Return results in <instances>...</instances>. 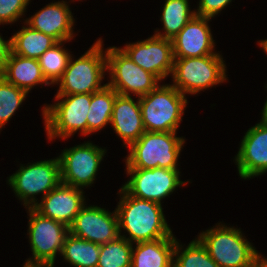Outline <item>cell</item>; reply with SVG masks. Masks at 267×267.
Wrapping results in <instances>:
<instances>
[{
    "mask_svg": "<svg viewBox=\"0 0 267 267\" xmlns=\"http://www.w3.org/2000/svg\"><path fill=\"white\" fill-rule=\"evenodd\" d=\"M184 139L176 132H147L129 146L126 168L177 169V161Z\"/></svg>",
    "mask_w": 267,
    "mask_h": 267,
    "instance_id": "3",
    "label": "cell"
},
{
    "mask_svg": "<svg viewBox=\"0 0 267 267\" xmlns=\"http://www.w3.org/2000/svg\"><path fill=\"white\" fill-rule=\"evenodd\" d=\"M133 244L119 236L100 245L97 267H131Z\"/></svg>",
    "mask_w": 267,
    "mask_h": 267,
    "instance_id": "27",
    "label": "cell"
},
{
    "mask_svg": "<svg viewBox=\"0 0 267 267\" xmlns=\"http://www.w3.org/2000/svg\"><path fill=\"white\" fill-rule=\"evenodd\" d=\"M69 232L75 237L99 245L113 241L121 234L116 210L112 214L104 208L85 205L69 226Z\"/></svg>",
    "mask_w": 267,
    "mask_h": 267,
    "instance_id": "14",
    "label": "cell"
},
{
    "mask_svg": "<svg viewBox=\"0 0 267 267\" xmlns=\"http://www.w3.org/2000/svg\"><path fill=\"white\" fill-rule=\"evenodd\" d=\"M29 211V239L33 258L28 259V264H43L54 267L57 252L62 251L69 227L65 224L45 217L33 207Z\"/></svg>",
    "mask_w": 267,
    "mask_h": 267,
    "instance_id": "8",
    "label": "cell"
},
{
    "mask_svg": "<svg viewBox=\"0 0 267 267\" xmlns=\"http://www.w3.org/2000/svg\"><path fill=\"white\" fill-rule=\"evenodd\" d=\"M27 94L0 76V129L10 120Z\"/></svg>",
    "mask_w": 267,
    "mask_h": 267,
    "instance_id": "29",
    "label": "cell"
},
{
    "mask_svg": "<svg viewBox=\"0 0 267 267\" xmlns=\"http://www.w3.org/2000/svg\"><path fill=\"white\" fill-rule=\"evenodd\" d=\"M73 19L69 6L65 1H59L46 5L25 23L57 42H66L73 38Z\"/></svg>",
    "mask_w": 267,
    "mask_h": 267,
    "instance_id": "18",
    "label": "cell"
},
{
    "mask_svg": "<svg viewBox=\"0 0 267 267\" xmlns=\"http://www.w3.org/2000/svg\"><path fill=\"white\" fill-rule=\"evenodd\" d=\"M241 178L247 179L267 172V125L259 122L249 128L235 157Z\"/></svg>",
    "mask_w": 267,
    "mask_h": 267,
    "instance_id": "15",
    "label": "cell"
},
{
    "mask_svg": "<svg viewBox=\"0 0 267 267\" xmlns=\"http://www.w3.org/2000/svg\"><path fill=\"white\" fill-rule=\"evenodd\" d=\"M23 267H50V266L43 265V264H28V263H25V265Z\"/></svg>",
    "mask_w": 267,
    "mask_h": 267,
    "instance_id": "35",
    "label": "cell"
},
{
    "mask_svg": "<svg viewBox=\"0 0 267 267\" xmlns=\"http://www.w3.org/2000/svg\"><path fill=\"white\" fill-rule=\"evenodd\" d=\"M62 43L57 42L38 58L43 76L49 84H58L72 57L61 47Z\"/></svg>",
    "mask_w": 267,
    "mask_h": 267,
    "instance_id": "26",
    "label": "cell"
},
{
    "mask_svg": "<svg viewBox=\"0 0 267 267\" xmlns=\"http://www.w3.org/2000/svg\"><path fill=\"white\" fill-rule=\"evenodd\" d=\"M0 76L26 92L39 83L49 85L43 76L38 59L26 58L12 52L0 69Z\"/></svg>",
    "mask_w": 267,
    "mask_h": 267,
    "instance_id": "20",
    "label": "cell"
},
{
    "mask_svg": "<svg viewBox=\"0 0 267 267\" xmlns=\"http://www.w3.org/2000/svg\"><path fill=\"white\" fill-rule=\"evenodd\" d=\"M260 256L250 267H267V258Z\"/></svg>",
    "mask_w": 267,
    "mask_h": 267,
    "instance_id": "33",
    "label": "cell"
},
{
    "mask_svg": "<svg viewBox=\"0 0 267 267\" xmlns=\"http://www.w3.org/2000/svg\"><path fill=\"white\" fill-rule=\"evenodd\" d=\"M30 0H0V24L12 23L20 18Z\"/></svg>",
    "mask_w": 267,
    "mask_h": 267,
    "instance_id": "30",
    "label": "cell"
},
{
    "mask_svg": "<svg viewBox=\"0 0 267 267\" xmlns=\"http://www.w3.org/2000/svg\"><path fill=\"white\" fill-rule=\"evenodd\" d=\"M131 96L117 95L115 98L111 123L115 132L130 146L145 132L141 115L140 102Z\"/></svg>",
    "mask_w": 267,
    "mask_h": 267,
    "instance_id": "19",
    "label": "cell"
},
{
    "mask_svg": "<svg viewBox=\"0 0 267 267\" xmlns=\"http://www.w3.org/2000/svg\"><path fill=\"white\" fill-rule=\"evenodd\" d=\"M143 125L147 132H176L182 121L186 96L173 85H158L139 97Z\"/></svg>",
    "mask_w": 267,
    "mask_h": 267,
    "instance_id": "2",
    "label": "cell"
},
{
    "mask_svg": "<svg viewBox=\"0 0 267 267\" xmlns=\"http://www.w3.org/2000/svg\"><path fill=\"white\" fill-rule=\"evenodd\" d=\"M56 43L57 41L51 36L30 26L22 27V30L11 37L12 53L26 58L38 59Z\"/></svg>",
    "mask_w": 267,
    "mask_h": 267,
    "instance_id": "22",
    "label": "cell"
},
{
    "mask_svg": "<svg viewBox=\"0 0 267 267\" xmlns=\"http://www.w3.org/2000/svg\"><path fill=\"white\" fill-rule=\"evenodd\" d=\"M215 227L199 234L198 239L219 267H250L260 257L240 229Z\"/></svg>",
    "mask_w": 267,
    "mask_h": 267,
    "instance_id": "4",
    "label": "cell"
},
{
    "mask_svg": "<svg viewBox=\"0 0 267 267\" xmlns=\"http://www.w3.org/2000/svg\"><path fill=\"white\" fill-rule=\"evenodd\" d=\"M55 96L58 101L65 99L42 109L48 138L50 140L56 137L65 139L78 130L87 135V114L91 103V94Z\"/></svg>",
    "mask_w": 267,
    "mask_h": 267,
    "instance_id": "7",
    "label": "cell"
},
{
    "mask_svg": "<svg viewBox=\"0 0 267 267\" xmlns=\"http://www.w3.org/2000/svg\"><path fill=\"white\" fill-rule=\"evenodd\" d=\"M105 151L91 142L65 149L58 157L61 183L79 189L93 184Z\"/></svg>",
    "mask_w": 267,
    "mask_h": 267,
    "instance_id": "11",
    "label": "cell"
},
{
    "mask_svg": "<svg viewBox=\"0 0 267 267\" xmlns=\"http://www.w3.org/2000/svg\"><path fill=\"white\" fill-rule=\"evenodd\" d=\"M100 245L73 236L69 233L61 255L74 267H97Z\"/></svg>",
    "mask_w": 267,
    "mask_h": 267,
    "instance_id": "25",
    "label": "cell"
},
{
    "mask_svg": "<svg viewBox=\"0 0 267 267\" xmlns=\"http://www.w3.org/2000/svg\"><path fill=\"white\" fill-rule=\"evenodd\" d=\"M120 192L123 195L116 208L119 232L123 228L130 236L126 238L120 235L121 237L132 244L174 237L161 204L131 196L123 187Z\"/></svg>",
    "mask_w": 267,
    "mask_h": 267,
    "instance_id": "1",
    "label": "cell"
},
{
    "mask_svg": "<svg viewBox=\"0 0 267 267\" xmlns=\"http://www.w3.org/2000/svg\"><path fill=\"white\" fill-rule=\"evenodd\" d=\"M83 189L60 183L33 208L41 215L69 227L84 206Z\"/></svg>",
    "mask_w": 267,
    "mask_h": 267,
    "instance_id": "16",
    "label": "cell"
},
{
    "mask_svg": "<svg viewBox=\"0 0 267 267\" xmlns=\"http://www.w3.org/2000/svg\"><path fill=\"white\" fill-rule=\"evenodd\" d=\"M195 15L188 0H166L161 16L165 33L156 31L155 36L172 40Z\"/></svg>",
    "mask_w": 267,
    "mask_h": 267,
    "instance_id": "24",
    "label": "cell"
},
{
    "mask_svg": "<svg viewBox=\"0 0 267 267\" xmlns=\"http://www.w3.org/2000/svg\"><path fill=\"white\" fill-rule=\"evenodd\" d=\"M211 18L195 15L172 39L174 58L201 57L215 54L214 40L208 21Z\"/></svg>",
    "mask_w": 267,
    "mask_h": 267,
    "instance_id": "17",
    "label": "cell"
},
{
    "mask_svg": "<svg viewBox=\"0 0 267 267\" xmlns=\"http://www.w3.org/2000/svg\"><path fill=\"white\" fill-rule=\"evenodd\" d=\"M117 95L118 93L108 85L91 94V103L87 114V135L111 123Z\"/></svg>",
    "mask_w": 267,
    "mask_h": 267,
    "instance_id": "23",
    "label": "cell"
},
{
    "mask_svg": "<svg viewBox=\"0 0 267 267\" xmlns=\"http://www.w3.org/2000/svg\"><path fill=\"white\" fill-rule=\"evenodd\" d=\"M8 183L25 206L33 207L37 203L34 195L44 193L45 197L61 183L60 160L57 157L21 166Z\"/></svg>",
    "mask_w": 267,
    "mask_h": 267,
    "instance_id": "10",
    "label": "cell"
},
{
    "mask_svg": "<svg viewBox=\"0 0 267 267\" xmlns=\"http://www.w3.org/2000/svg\"><path fill=\"white\" fill-rule=\"evenodd\" d=\"M106 61L111 75L107 85L119 95L131 96V92L142 97L158 86L160 80L134 63L121 48L114 46L107 49Z\"/></svg>",
    "mask_w": 267,
    "mask_h": 267,
    "instance_id": "9",
    "label": "cell"
},
{
    "mask_svg": "<svg viewBox=\"0 0 267 267\" xmlns=\"http://www.w3.org/2000/svg\"><path fill=\"white\" fill-rule=\"evenodd\" d=\"M11 52V38L8 41H5L0 35V69L3 67Z\"/></svg>",
    "mask_w": 267,
    "mask_h": 267,
    "instance_id": "32",
    "label": "cell"
},
{
    "mask_svg": "<svg viewBox=\"0 0 267 267\" xmlns=\"http://www.w3.org/2000/svg\"><path fill=\"white\" fill-rule=\"evenodd\" d=\"M260 122L267 125V100H266L265 105H264L263 110H262V119Z\"/></svg>",
    "mask_w": 267,
    "mask_h": 267,
    "instance_id": "34",
    "label": "cell"
},
{
    "mask_svg": "<svg viewBox=\"0 0 267 267\" xmlns=\"http://www.w3.org/2000/svg\"><path fill=\"white\" fill-rule=\"evenodd\" d=\"M126 170L131 177L122 187L131 196L159 204L176 187L185 183L179 180V169L156 167L154 169L126 168Z\"/></svg>",
    "mask_w": 267,
    "mask_h": 267,
    "instance_id": "12",
    "label": "cell"
},
{
    "mask_svg": "<svg viewBox=\"0 0 267 267\" xmlns=\"http://www.w3.org/2000/svg\"><path fill=\"white\" fill-rule=\"evenodd\" d=\"M259 45L263 48V50L267 53V39L260 41Z\"/></svg>",
    "mask_w": 267,
    "mask_h": 267,
    "instance_id": "36",
    "label": "cell"
},
{
    "mask_svg": "<svg viewBox=\"0 0 267 267\" xmlns=\"http://www.w3.org/2000/svg\"><path fill=\"white\" fill-rule=\"evenodd\" d=\"M101 39L80 58L72 61L64 71L57 95L92 94L104 88L101 86L105 70H107L106 51L103 55Z\"/></svg>",
    "mask_w": 267,
    "mask_h": 267,
    "instance_id": "5",
    "label": "cell"
},
{
    "mask_svg": "<svg viewBox=\"0 0 267 267\" xmlns=\"http://www.w3.org/2000/svg\"><path fill=\"white\" fill-rule=\"evenodd\" d=\"M232 0H200L196 15L212 18Z\"/></svg>",
    "mask_w": 267,
    "mask_h": 267,
    "instance_id": "31",
    "label": "cell"
},
{
    "mask_svg": "<svg viewBox=\"0 0 267 267\" xmlns=\"http://www.w3.org/2000/svg\"><path fill=\"white\" fill-rule=\"evenodd\" d=\"M181 246L176 240L174 249L176 260L173 262V267H219L199 239L190 242L183 252L180 251Z\"/></svg>",
    "mask_w": 267,
    "mask_h": 267,
    "instance_id": "28",
    "label": "cell"
},
{
    "mask_svg": "<svg viewBox=\"0 0 267 267\" xmlns=\"http://www.w3.org/2000/svg\"><path fill=\"white\" fill-rule=\"evenodd\" d=\"M226 69L220 54L201 57L174 58L173 85L185 95L196 94L203 89L226 81Z\"/></svg>",
    "mask_w": 267,
    "mask_h": 267,
    "instance_id": "6",
    "label": "cell"
},
{
    "mask_svg": "<svg viewBox=\"0 0 267 267\" xmlns=\"http://www.w3.org/2000/svg\"><path fill=\"white\" fill-rule=\"evenodd\" d=\"M121 50L139 67L152 73L159 80L172 73L174 54L172 40L152 37L130 43Z\"/></svg>",
    "mask_w": 267,
    "mask_h": 267,
    "instance_id": "13",
    "label": "cell"
},
{
    "mask_svg": "<svg viewBox=\"0 0 267 267\" xmlns=\"http://www.w3.org/2000/svg\"><path fill=\"white\" fill-rule=\"evenodd\" d=\"M175 237L136 243L131 267H173Z\"/></svg>",
    "mask_w": 267,
    "mask_h": 267,
    "instance_id": "21",
    "label": "cell"
}]
</instances>
